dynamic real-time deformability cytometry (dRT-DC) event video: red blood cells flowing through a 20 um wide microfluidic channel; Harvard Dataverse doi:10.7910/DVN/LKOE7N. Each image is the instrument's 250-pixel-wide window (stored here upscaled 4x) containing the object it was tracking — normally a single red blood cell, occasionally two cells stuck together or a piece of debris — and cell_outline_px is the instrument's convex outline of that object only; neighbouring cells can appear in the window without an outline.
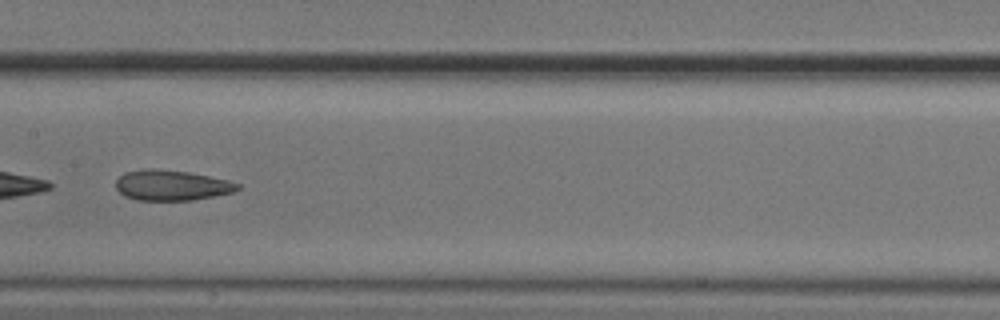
{"species": "common noctule bat (a hibernating species)", "species_latin": "Nyctalus noctula", "temperature_condition": "cold", "stored_images_in_passage": 42, "camera_frame_rate_fps": 3000, "um_per_image_px": 0.085, "animal": {"sex": "male", "body_mass_g": 20.5, "forearm_length_mm": 52.5}, "frame": {"image": 1, "passage_image": 19, "time_ms": 6.0, "image_size_px": [1000, 320], "cell_outline_px": [[240, 188], [232, 192], [192, 200], [136, 200], [124, 196], [116, 188], [116, 180], [124, 172], [144, 168], [152, 168], [188, 172], [228, 180], [240, 184]], "centroid_in_image_um": [14.54, 15.74], "position_along_channel_um": 192.9, "area_um2": 21.5}, "authors_computed_cell_mechanics": {"area_um2": 22.3686, "velocity_mm_per_s": 3.6895, "shape_relaxation_time_tau1_ms": null, "shape_relaxation_time_tau2_ms": 1.659, "deformation_change_tau1": null, "deformation_change_tau2": 0.0789}}